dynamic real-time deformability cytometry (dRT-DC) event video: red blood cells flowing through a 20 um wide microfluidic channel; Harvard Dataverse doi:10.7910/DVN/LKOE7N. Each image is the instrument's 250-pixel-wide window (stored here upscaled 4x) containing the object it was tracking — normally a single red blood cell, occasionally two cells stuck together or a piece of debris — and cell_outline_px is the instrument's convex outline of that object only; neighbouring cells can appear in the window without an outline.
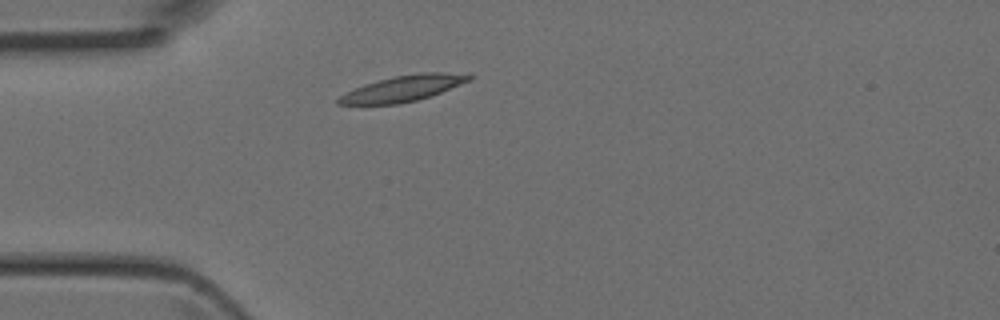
{"species": "Egyptian fruit bat (a non-hibernating species)", "species_latin": "Rousettus aegyptiacus", "temperature_condition": "room temperature", "stored_images_in_passage": 2, "camera_frame_rate_fps": 3000, "um_per_image_px": 0.085, "animal": {"sex": "female"}, "frame": {"image": 1, "passage_image": 2, "time_ms": 0.333, "image_size_px": [1000, 320], "cell_outline_px": [[476, 76], [472, 80], [440, 92], [416, 100], [400, 104], [336, 104], [336, 100], [340, 96], [364, 84], [396, 76], [420, 72], [468, 72]], "centroid_in_image_um": [34.38, 7.49], "position_along_channel_um": 50.6, "area_um2": 19.65}}